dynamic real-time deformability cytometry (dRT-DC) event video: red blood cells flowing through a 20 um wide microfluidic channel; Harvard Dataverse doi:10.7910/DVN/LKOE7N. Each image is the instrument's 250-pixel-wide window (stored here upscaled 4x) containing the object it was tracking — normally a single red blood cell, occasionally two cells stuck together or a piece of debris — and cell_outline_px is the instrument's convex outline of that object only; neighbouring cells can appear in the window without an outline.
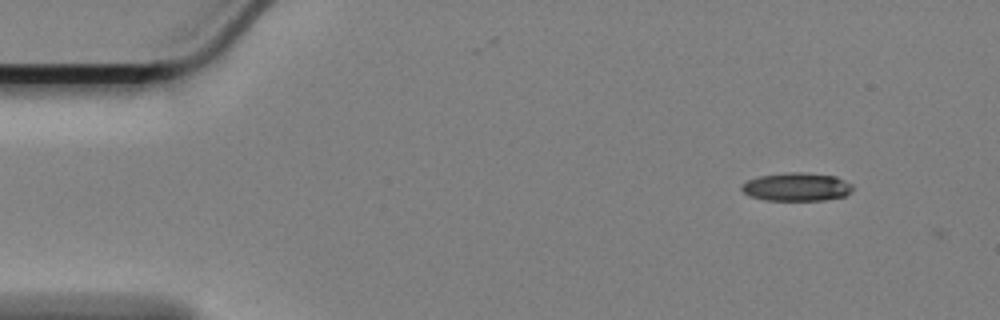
{"species": "Egyptian fruit bat (a non-hibernating species)", "species_latin": "Rousettus aegyptiacus", "temperature_condition": "cold", "stored_images_in_passage": 12, "camera_frame_rate_fps": 3000, "um_per_image_px": 0.085, "animal": {"sex": "female"}, "frame": {"image": 1, "passage_image": 2, "time_ms": 0.333, "image_size_px": [1000, 320], "cell_outline_px": [[852, 192], [844, 196], [824, 200], [764, 200], [752, 196], [744, 192], [740, 188], [740, 184], [748, 180], [760, 176], [788, 172], [808, 172], [836, 176], [852, 184]], "centroid_in_image_um": [67.73, 15.87], "position_along_channel_um": 17.3, "area_um2": 18.38}}